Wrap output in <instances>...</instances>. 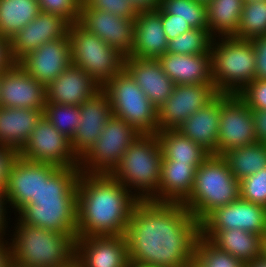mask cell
<instances>
[{
	"label": "cell",
	"mask_w": 266,
	"mask_h": 267,
	"mask_svg": "<svg viewBox=\"0 0 266 267\" xmlns=\"http://www.w3.org/2000/svg\"><path fill=\"white\" fill-rule=\"evenodd\" d=\"M137 12L153 11L160 7L161 0H129Z\"/></svg>",
	"instance_id": "obj_50"
},
{
	"label": "cell",
	"mask_w": 266,
	"mask_h": 267,
	"mask_svg": "<svg viewBox=\"0 0 266 267\" xmlns=\"http://www.w3.org/2000/svg\"><path fill=\"white\" fill-rule=\"evenodd\" d=\"M10 264L11 250L9 240L7 237H0V267H8Z\"/></svg>",
	"instance_id": "obj_49"
},
{
	"label": "cell",
	"mask_w": 266,
	"mask_h": 267,
	"mask_svg": "<svg viewBox=\"0 0 266 267\" xmlns=\"http://www.w3.org/2000/svg\"><path fill=\"white\" fill-rule=\"evenodd\" d=\"M70 24L62 16L41 11L34 20L9 40L12 61L18 63L42 44L67 37Z\"/></svg>",
	"instance_id": "obj_18"
},
{
	"label": "cell",
	"mask_w": 266,
	"mask_h": 267,
	"mask_svg": "<svg viewBox=\"0 0 266 267\" xmlns=\"http://www.w3.org/2000/svg\"><path fill=\"white\" fill-rule=\"evenodd\" d=\"M46 86L18 63L0 73V106L42 109L46 106Z\"/></svg>",
	"instance_id": "obj_15"
},
{
	"label": "cell",
	"mask_w": 266,
	"mask_h": 267,
	"mask_svg": "<svg viewBox=\"0 0 266 267\" xmlns=\"http://www.w3.org/2000/svg\"><path fill=\"white\" fill-rule=\"evenodd\" d=\"M31 77L47 86L71 64L69 37L42 44L19 62Z\"/></svg>",
	"instance_id": "obj_21"
},
{
	"label": "cell",
	"mask_w": 266,
	"mask_h": 267,
	"mask_svg": "<svg viewBox=\"0 0 266 267\" xmlns=\"http://www.w3.org/2000/svg\"><path fill=\"white\" fill-rule=\"evenodd\" d=\"M42 12L56 14L71 24L79 20L82 0H37Z\"/></svg>",
	"instance_id": "obj_40"
},
{
	"label": "cell",
	"mask_w": 266,
	"mask_h": 267,
	"mask_svg": "<svg viewBox=\"0 0 266 267\" xmlns=\"http://www.w3.org/2000/svg\"><path fill=\"white\" fill-rule=\"evenodd\" d=\"M68 37L71 63L82 68L101 87L124 70L126 56L85 29L78 21L70 24Z\"/></svg>",
	"instance_id": "obj_8"
},
{
	"label": "cell",
	"mask_w": 266,
	"mask_h": 267,
	"mask_svg": "<svg viewBox=\"0 0 266 267\" xmlns=\"http://www.w3.org/2000/svg\"><path fill=\"white\" fill-rule=\"evenodd\" d=\"M263 240H266V223H265V230H264V234H263Z\"/></svg>",
	"instance_id": "obj_56"
},
{
	"label": "cell",
	"mask_w": 266,
	"mask_h": 267,
	"mask_svg": "<svg viewBox=\"0 0 266 267\" xmlns=\"http://www.w3.org/2000/svg\"><path fill=\"white\" fill-rule=\"evenodd\" d=\"M200 165L162 158L158 202L183 203L192 192L196 169Z\"/></svg>",
	"instance_id": "obj_29"
},
{
	"label": "cell",
	"mask_w": 266,
	"mask_h": 267,
	"mask_svg": "<svg viewBox=\"0 0 266 267\" xmlns=\"http://www.w3.org/2000/svg\"><path fill=\"white\" fill-rule=\"evenodd\" d=\"M221 107L222 94H218L176 129L210 154H217Z\"/></svg>",
	"instance_id": "obj_26"
},
{
	"label": "cell",
	"mask_w": 266,
	"mask_h": 267,
	"mask_svg": "<svg viewBox=\"0 0 266 267\" xmlns=\"http://www.w3.org/2000/svg\"><path fill=\"white\" fill-rule=\"evenodd\" d=\"M210 53L213 85L219 94L238 95L255 79L256 53L251 40L217 37Z\"/></svg>",
	"instance_id": "obj_7"
},
{
	"label": "cell",
	"mask_w": 266,
	"mask_h": 267,
	"mask_svg": "<svg viewBox=\"0 0 266 267\" xmlns=\"http://www.w3.org/2000/svg\"><path fill=\"white\" fill-rule=\"evenodd\" d=\"M102 87L82 68L70 64L46 86L47 103L79 106Z\"/></svg>",
	"instance_id": "obj_22"
},
{
	"label": "cell",
	"mask_w": 266,
	"mask_h": 267,
	"mask_svg": "<svg viewBox=\"0 0 266 267\" xmlns=\"http://www.w3.org/2000/svg\"><path fill=\"white\" fill-rule=\"evenodd\" d=\"M58 167L17 157L9 170L4 195L9 210L16 214L27 203L35 200L43 181Z\"/></svg>",
	"instance_id": "obj_14"
},
{
	"label": "cell",
	"mask_w": 266,
	"mask_h": 267,
	"mask_svg": "<svg viewBox=\"0 0 266 267\" xmlns=\"http://www.w3.org/2000/svg\"><path fill=\"white\" fill-rule=\"evenodd\" d=\"M186 267H200V266H198L194 261H192Z\"/></svg>",
	"instance_id": "obj_54"
},
{
	"label": "cell",
	"mask_w": 266,
	"mask_h": 267,
	"mask_svg": "<svg viewBox=\"0 0 266 267\" xmlns=\"http://www.w3.org/2000/svg\"><path fill=\"white\" fill-rule=\"evenodd\" d=\"M194 262L200 267H246L241 260L216 248L201 235L196 240Z\"/></svg>",
	"instance_id": "obj_37"
},
{
	"label": "cell",
	"mask_w": 266,
	"mask_h": 267,
	"mask_svg": "<svg viewBox=\"0 0 266 267\" xmlns=\"http://www.w3.org/2000/svg\"><path fill=\"white\" fill-rule=\"evenodd\" d=\"M106 93L113 116L123 119L141 134L158 132V110L135 80L123 70L107 81Z\"/></svg>",
	"instance_id": "obj_9"
},
{
	"label": "cell",
	"mask_w": 266,
	"mask_h": 267,
	"mask_svg": "<svg viewBox=\"0 0 266 267\" xmlns=\"http://www.w3.org/2000/svg\"><path fill=\"white\" fill-rule=\"evenodd\" d=\"M244 3L254 2V1H260V0H243Z\"/></svg>",
	"instance_id": "obj_57"
},
{
	"label": "cell",
	"mask_w": 266,
	"mask_h": 267,
	"mask_svg": "<svg viewBox=\"0 0 266 267\" xmlns=\"http://www.w3.org/2000/svg\"><path fill=\"white\" fill-rule=\"evenodd\" d=\"M13 63L10 55L9 40L0 36V73L9 68Z\"/></svg>",
	"instance_id": "obj_48"
},
{
	"label": "cell",
	"mask_w": 266,
	"mask_h": 267,
	"mask_svg": "<svg viewBox=\"0 0 266 267\" xmlns=\"http://www.w3.org/2000/svg\"><path fill=\"white\" fill-rule=\"evenodd\" d=\"M252 112L238 95L222 94L217 155L257 142Z\"/></svg>",
	"instance_id": "obj_12"
},
{
	"label": "cell",
	"mask_w": 266,
	"mask_h": 267,
	"mask_svg": "<svg viewBox=\"0 0 266 267\" xmlns=\"http://www.w3.org/2000/svg\"><path fill=\"white\" fill-rule=\"evenodd\" d=\"M231 173L238 181L266 167V145L255 142L222 155Z\"/></svg>",
	"instance_id": "obj_33"
},
{
	"label": "cell",
	"mask_w": 266,
	"mask_h": 267,
	"mask_svg": "<svg viewBox=\"0 0 266 267\" xmlns=\"http://www.w3.org/2000/svg\"><path fill=\"white\" fill-rule=\"evenodd\" d=\"M168 41L161 22V13L138 12L134 19V42L129 56L158 59L167 52Z\"/></svg>",
	"instance_id": "obj_24"
},
{
	"label": "cell",
	"mask_w": 266,
	"mask_h": 267,
	"mask_svg": "<svg viewBox=\"0 0 266 267\" xmlns=\"http://www.w3.org/2000/svg\"><path fill=\"white\" fill-rule=\"evenodd\" d=\"M43 115L62 135L72 139L80 121L79 106L46 103Z\"/></svg>",
	"instance_id": "obj_38"
},
{
	"label": "cell",
	"mask_w": 266,
	"mask_h": 267,
	"mask_svg": "<svg viewBox=\"0 0 266 267\" xmlns=\"http://www.w3.org/2000/svg\"><path fill=\"white\" fill-rule=\"evenodd\" d=\"M14 222L8 234L11 263L20 267H62L75 258V233L47 230L17 218Z\"/></svg>",
	"instance_id": "obj_4"
},
{
	"label": "cell",
	"mask_w": 266,
	"mask_h": 267,
	"mask_svg": "<svg viewBox=\"0 0 266 267\" xmlns=\"http://www.w3.org/2000/svg\"><path fill=\"white\" fill-rule=\"evenodd\" d=\"M79 167H58L43 181L38 195L14 217L59 233L77 235V181Z\"/></svg>",
	"instance_id": "obj_3"
},
{
	"label": "cell",
	"mask_w": 266,
	"mask_h": 267,
	"mask_svg": "<svg viewBox=\"0 0 266 267\" xmlns=\"http://www.w3.org/2000/svg\"><path fill=\"white\" fill-rule=\"evenodd\" d=\"M246 267H266V257L257 258L253 263L246 265Z\"/></svg>",
	"instance_id": "obj_51"
},
{
	"label": "cell",
	"mask_w": 266,
	"mask_h": 267,
	"mask_svg": "<svg viewBox=\"0 0 266 267\" xmlns=\"http://www.w3.org/2000/svg\"><path fill=\"white\" fill-rule=\"evenodd\" d=\"M200 223L182 203L139 200L126 230L129 261L152 267H186L194 261Z\"/></svg>",
	"instance_id": "obj_1"
},
{
	"label": "cell",
	"mask_w": 266,
	"mask_h": 267,
	"mask_svg": "<svg viewBox=\"0 0 266 267\" xmlns=\"http://www.w3.org/2000/svg\"><path fill=\"white\" fill-rule=\"evenodd\" d=\"M18 156L57 167H79V158L73 152L70 139L62 135L44 115Z\"/></svg>",
	"instance_id": "obj_11"
},
{
	"label": "cell",
	"mask_w": 266,
	"mask_h": 267,
	"mask_svg": "<svg viewBox=\"0 0 266 267\" xmlns=\"http://www.w3.org/2000/svg\"><path fill=\"white\" fill-rule=\"evenodd\" d=\"M79 112L80 121L70 141L73 152L80 159L99 138L113 112L102 89L80 104Z\"/></svg>",
	"instance_id": "obj_20"
},
{
	"label": "cell",
	"mask_w": 266,
	"mask_h": 267,
	"mask_svg": "<svg viewBox=\"0 0 266 267\" xmlns=\"http://www.w3.org/2000/svg\"><path fill=\"white\" fill-rule=\"evenodd\" d=\"M158 60L165 74L169 76L175 85H213L211 53L183 55L166 52Z\"/></svg>",
	"instance_id": "obj_25"
},
{
	"label": "cell",
	"mask_w": 266,
	"mask_h": 267,
	"mask_svg": "<svg viewBox=\"0 0 266 267\" xmlns=\"http://www.w3.org/2000/svg\"><path fill=\"white\" fill-rule=\"evenodd\" d=\"M251 41L256 53L255 79L266 80V35L253 38Z\"/></svg>",
	"instance_id": "obj_44"
},
{
	"label": "cell",
	"mask_w": 266,
	"mask_h": 267,
	"mask_svg": "<svg viewBox=\"0 0 266 267\" xmlns=\"http://www.w3.org/2000/svg\"><path fill=\"white\" fill-rule=\"evenodd\" d=\"M62 267H81V265L79 264V261L76 258H74L73 260H71L69 263H67Z\"/></svg>",
	"instance_id": "obj_52"
},
{
	"label": "cell",
	"mask_w": 266,
	"mask_h": 267,
	"mask_svg": "<svg viewBox=\"0 0 266 267\" xmlns=\"http://www.w3.org/2000/svg\"><path fill=\"white\" fill-rule=\"evenodd\" d=\"M157 10L161 13V22L167 41L175 39L180 34L192 29L187 21L177 18L176 15L166 14L160 7H158Z\"/></svg>",
	"instance_id": "obj_43"
},
{
	"label": "cell",
	"mask_w": 266,
	"mask_h": 267,
	"mask_svg": "<svg viewBox=\"0 0 266 267\" xmlns=\"http://www.w3.org/2000/svg\"><path fill=\"white\" fill-rule=\"evenodd\" d=\"M78 22L123 55L131 54L134 42V19L91 9L81 1Z\"/></svg>",
	"instance_id": "obj_16"
},
{
	"label": "cell",
	"mask_w": 266,
	"mask_h": 267,
	"mask_svg": "<svg viewBox=\"0 0 266 267\" xmlns=\"http://www.w3.org/2000/svg\"><path fill=\"white\" fill-rule=\"evenodd\" d=\"M160 8L166 14L187 21L192 29H209L206 4L196 0H161Z\"/></svg>",
	"instance_id": "obj_34"
},
{
	"label": "cell",
	"mask_w": 266,
	"mask_h": 267,
	"mask_svg": "<svg viewBox=\"0 0 266 267\" xmlns=\"http://www.w3.org/2000/svg\"><path fill=\"white\" fill-rule=\"evenodd\" d=\"M139 199L111 174L80 173L77 237L125 235Z\"/></svg>",
	"instance_id": "obj_2"
},
{
	"label": "cell",
	"mask_w": 266,
	"mask_h": 267,
	"mask_svg": "<svg viewBox=\"0 0 266 267\" xmlns=\"http://www.w3.org/2000/svg\"><path fill=\"white\" fill-rule=\"evenodd\" d=\"M162 150L156 134H141L123 154L111 175L139 200L158 202Z\"/></svg>",
	"instance_id": "obj_5"
},
{
	"label": "cell",
	"mask_w": 266,
	"mask_h": 267,
	"mask_svg": "<svg viewBox=\"0 0 266 267\" xmlns=\"http://www.w3.org/2000/svg\"><path fill=\"white\" fill-rule=\"evenodd\" d=\"M139 133L128 122L118 117L105 124L96 142L79 159L80 172L84 174H111L123 154Z\"/></svg>",
	"instance_id": "obj_10"
},
{
	"label": "cell",
	"mask_w": 266,
	"mask_h": 267,
	"mask_svg": "<svg viewBox=\"0 0 266 267\" xmlns=\"http://www.w3.org/2000/svg\"><path fill=\"white\" fill-rule=\"evenodd\" d=\"M8 210L9 209L7 205V200L4 195V189H0V237H8V234L10 232L9 229H11L9 225L11 223V217L8 216V213H10L11 211Z\"/></svg>",
	"instance_id": "obj_47"
},
{
	"label": "cell",
	"mask_w": 266,
	"mask_h": 267,
	"mask_svg": "<svg viewBox=\"0 0 266 267\" xmlns=\"http://www.w3.org/2000/svg\"><path fill=\"white\" fill-rule=\"evenodd\" d=\"M252 117L256 140L258 143L266 145V110H254Z\"/></svg>",
	"instance_id": "obj_46"
},
{
	"label": "cell",
	"mask_w": 266,
	"mask_h": 267,
	"mask_svg": "<svg viewBox=\"0 0 266 267\" xmlns=\"http://www.w3.org/2000/svg\"><path fill=\"white\" fill-rule=\"evenodd\" d=\"M8 267H20V266H17L15 264L11 263Z\"/></svg>",
	"instance_id": "obj_59"
},
{
	"label": "cell",
	"mask_w": 266,
	"mask_h": 267,
	"mask_svg": "<svg viewBox=\"0 0 266 267\" xmlns=\"http://www.w3.org/2000/svg\"><path fill=\"white\" fill-rule=\"evenodd\" d=\"M196 1L203 2V3L207 4L210 0H196Z\"/></svg>",
	"instance_id": "obj_58"
},
{
	"label": "cell",
	"mask_w": 266,
	"mask_h": 267,
	"mask_svg": "<svg viewBox=\"0 0 266 267\" xmlns=\"http://www.w3.org/2000/svg\"><path fill=\"white\" fill-rule=\"evenodd\" d=\"M264 242V256L266 257V240H263Z\"/></svg>",
	"instance_id": "obj_55"
},
{
	"label": "cell",
	"mask_w": 266,
	"mask_h": 267,
	"mask_svg": "<svg viewBox=\"0 0 266 267\" xmlns=\"http://www.w3.org/2000/svg\"><path fill=\"white\" fill-rule=\"evenodd\" d=\"M238 96L254 110H266V80L254 79Z\"/></svg>",
	"instance_id": "obj_42"
},
{
	"label": "cell",
	"mask_w": 266,
	"mask_h": 267,
	"mask_svg": "<svg viewBox=\"0 0 266 267\" xmlns=\"http://www.w3.org/2000/svg\"><path fill=\"white\" fill-rule=\"evenodd\" d=\"M162 158L182 164H202L211 154L187 138L177 129L158 130L156 133Z\"/></svg>",
	"instance_id": "obj_30"
},
{
	"label": "cell",
	"mask_w": 266,
	"mask_h": 267,
	"mask_svg": "<svg viewBox=\"0 0 266 267\" xmlns=\"http://www.w3.org/2000/svg\"><path fill=\"white\" fill-rule=\"evenodd\" d=\"M124 70L157 109L171 95L175 84L165 74L158 59L126 56Z\"/></svg>",
	"instance_id": "obj_23"
},
{
	"label": "cell",
	"mask_w": 266,
	"mask_h": 267,
	"mask_svg": "<svg viewBox=\"0 0 266 267\" xmlns=\"http://www.w3.org/2000/svg\"><path fill=\"white\" fill-rule=\"evenodd\" d=\"M240 198L266 207V167L240 181Z\"/></svg>",
	"instance_id": "obj_39"
},
{
	"label": "cell",
	"mask_w": 266,
	"mask_h": 267,
	"mask_svg": "<svg viewBox=\"0 0 266 267\" xmlns=\"http://www.w3.org/2000/svg\"><path fill=\"white\" fill-rule=\"evenodd\" d=\"M218 94L211 84L174 85L171 95L157 109L158 130L176 129Z\"/></svg>",
	"instance_id": "obj_13"
},
{
	"label": "cell",
	"mask_w": 266,
	"mask_h": 267,
	"mask_svg": "<svg viewBox=\"0 0 266 267\" xmlns=\"http://www.w3.org/2000/svg\"><path fill=\"white\" fill-rule=\"evenodd\" d=\"M239 198L240 181L222 156L211 154L196 169L192 192L182 205L201 223L216 208Z\"/></svg>",
	"instance_id": "obj_6"
},
{
	"label": "cell",
	"mask_w": 266,
	"mask_h": 267,
	"mask_svg": "<svg viewBox=\"0 0 266 267\" xmlns=\"http://www.w3.org/2000/svg\"><path fill=\"white\" fill-rule=\"evenodd\" d=\"M17 157L18 152L14 148L0 145V189L7 185L9 170Z\"/></svg>",
	"instance_id": "obj_45"
},
{
	"label": "cell",
	"mask_w": 266,
	"mask_h": 267,
	"mask_svg": "<svg viewBox=\"0 0 266 267\" xmlns=\"http://www.w3.org/2000/svg\"><path fill=\"white\" fill-rule=\"evenodd\" d=\"M266 223V207L241 198L216 208L201 223V231L240 229L263 235Z\"/></svg>",
	"instance_id": "obj_17"
},
{
	"label": "cell",
	"mask_w": 266,
	"mask_h": 267,
	"mask_svg": "<svg viewBox=\"0 0 266 267\" xmlns=\"http://www.w3.org/2000/svg\"><path fill=\"white\" fill-rule=\"evenodd\" d=\"M201 236L216 248L228 252L245 265L264 256L263 235L245 230L229 229L221 231H201Z\"/></svg>",
	"instance_id": "obj_27"
},
{
	"label": "cell",
	"mask_w": 266,
	"mask_h": 267,
	"mask_svg": "<svg viewBox=\"0 0 266 267\" xmlns=\"http://www.w3.org/2000/svg\"><path fill=\"white\" fill-rule=\"evenodd\" d=\"M40 12L37 0H0V36L10 40Z\"/></svg>",
	"instance_id": "obj_32"
},
{
	"label": "cell",
	"mask_w": 266,
	"mask_h": 267,
	"mask_svg": "<svg viewBox=\"0 0 266 267\" xmlns=\"http://www.w3.org/2000/svg\"><path fill=\"white\" fill-rule=\"evenodd\" d=\"M42 116V109L0 106V145L19 152Z\"/></svg>",
	"instance_id": "obj_28"
},
{
	"label": "cell",
	"mask_w": 266,
	"mask_h": 267,
	"mask_svg": "<svg viewBox=\"0 0 266 267\" xmlns=\"http://www.w3.org/2000/svg\"><path fill=\"white\" fill-rule=\"evenodd\" d=\"M213 39L209 29H190L168 41L167 53L183 55L210 53Z\"/></svg>",
	"instance_id": "obj_36"
},
{
	"label": "cell",
	"mask_w": 266,
	"mask_h": 267,
	"mask_svg": "<svg viewBox=\"0 0 266 267\" xmlns=\"http://www.w3.org/2000/svg\"><path fill=\"white\" fill-rule=\"evenodd\" d=\"M266 35V0L244 3L241 20L234 37L252 40Z\"/></svg>",
	"instance_id": "obj_35"
},
{
	"label": "cell",
	"mask_w": 266,
	"mask_h": 267,
	"mask_svg": "<svg viewBox=\"0 0 266 267\" xmlns=\"http://www.w3.org/2000/svg\"><path fill=\"white\" fill-rule=\"evenodd\" d=\"M243 0H210L207 23L213 38L235 36L241 20Z\"/></svg>",
	"instance_id": "obj_31"
},
{
	"label": "cell",
	"mask_w": 266,
	"mask_h": 267,
	"mask_svg": "<svg viewBox=\"0 0 266 267\" xmlns=\"http://www.w3.org/2000/svg\"><path fill=\"white\" fill-rule=\"evenodd\" d=\"M128 267H152V266L142 265V264H139V263H136V262L129 261Z\"/></svg>",
	"instance_id": "obj_53"
},
{
	"label": "cell",
	"mask_w": 266,
	"mask_h": 267,
	"mask_svg": "<svg viewBox=\"0 0 266 267\" xmlns=\"http://www.w3.org/2000/svg\"><path fill=\"white\" fill-rule=\"evenodd\" d=\"M75 258L81 267H128L126 237L125 235L77 237Z\"/></svg>",
	"instance_id": "obj_19"
},
{
	"label": "cell",
	"mask_w": 266,
	"mask_h": 267,
	"mask_svg": "<svg viewBox=\"0 0 266 267\" xmlns=\"http://www.w3.org/2000/svg\"><path fill=\"white\" fill-rule=\"evenodd\" d=\"M89 8L135 19L137 10L129 0H82Z\"/></svg>",
	"instance_id": "obj_41"
}]
</instances>
